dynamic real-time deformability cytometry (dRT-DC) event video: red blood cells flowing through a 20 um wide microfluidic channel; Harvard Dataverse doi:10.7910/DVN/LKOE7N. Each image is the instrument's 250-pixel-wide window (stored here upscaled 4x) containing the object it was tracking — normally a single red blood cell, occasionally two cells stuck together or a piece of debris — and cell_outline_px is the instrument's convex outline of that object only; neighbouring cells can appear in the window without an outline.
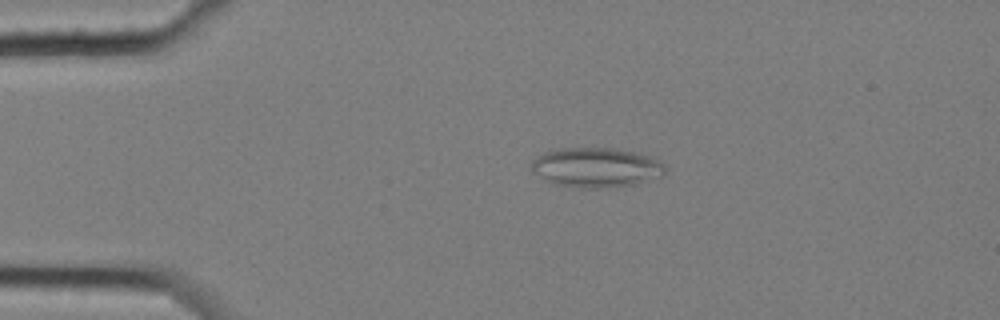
{"species": "common noctule bat (a hibernating species)", "species_latin": "Nyctalus noctula", "temperature_condition": "cold", "stored_images_in_passage": 5, "camera_frame_rate_fps": 3000, "um_per_image_px": 0.085, "animal": {"sex": "female", "body_mass_g": 25.1}, "frame": {"image": 1, "passage_image": 4, "time_ms": 1.0, "image_size_px": [1000, 320], "cell_outline_px": [[664, 172], [660, 176], [636, 184], [612, 188], [580, 188], [552, 184], [532, 172], [532, 160], [536, 156], [552, 148], [612, 148], [636, 152], [652, 156], [664, 164]], "centroid_in_image_um": [50.64, 14.23], "position_along_channel_um": 34.4, "area_um2": 31.33}}